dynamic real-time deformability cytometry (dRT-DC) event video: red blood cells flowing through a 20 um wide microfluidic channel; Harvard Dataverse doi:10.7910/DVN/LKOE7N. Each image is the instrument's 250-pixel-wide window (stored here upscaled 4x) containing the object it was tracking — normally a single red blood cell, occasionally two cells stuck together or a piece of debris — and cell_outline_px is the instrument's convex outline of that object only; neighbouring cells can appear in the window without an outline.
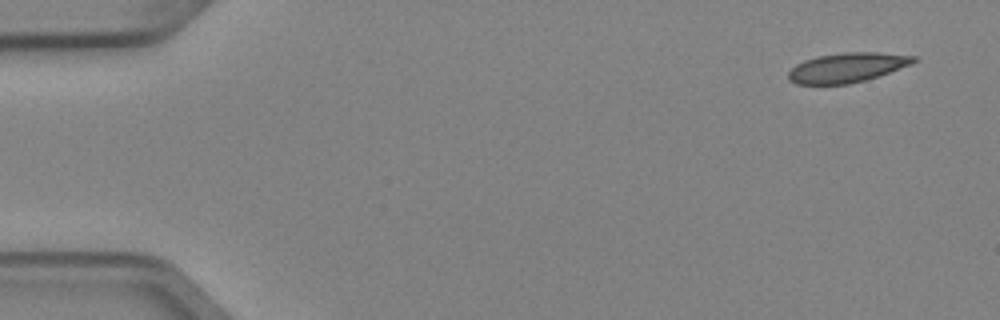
{"species": "Egyptian fruit bat (a non-hibernating species)", "species_latin": "Rousettus aegyptiacus", "temperature_condition": "cold", "stored_images_in_passage": 6, "camera_frame_rate_fps": 3000, "um_per_image_px": 0.085, "animal": {"sex": "female"}, "frame": {"image": 1, "passage_image": 1, "time_ms": 0.0, "image_size_px": [1000, 320], "cell_outline_px": [[920, 60], [912, 64], [864, 80], [848, 84], [796, 84], [788, 80], [788, 72], [796, 64], [804, 60], [816, 56], [844, 52], [880, 52], [916, 56]], "centroid_in_image_um": [72.0, 5.73], "position_along_channel_um": 13.0, "area_um2": 21.62}}
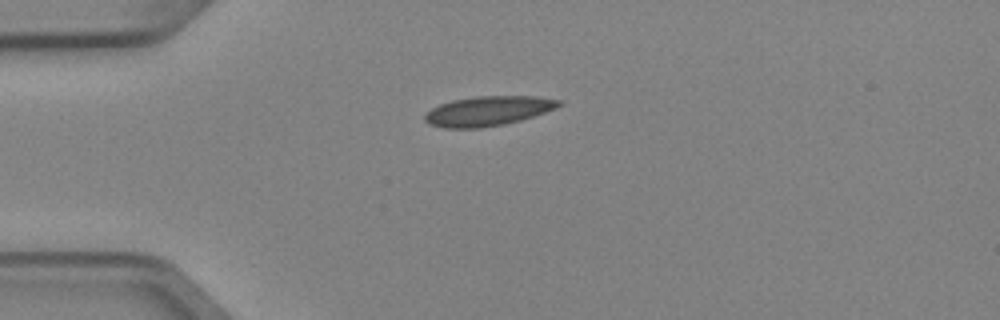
{"frame": {"image": 2, "passage_image": 4, "time_ms": 1.0, "image_size_px": [1000, 320], "cell_outline_px": [[564, 104], [556, 108], [520, 120], [504, 124], [480, 128], [444, 128], [428, 124], [424, 120], [424, 116], [432, 108], [440, 104], [452, 100], [476, 96], [540, 96], [564, 100]], "centroid_in_image_um": [41.51, 9.42], "position_along_channel_um": 43.5, "area_um2": 23.29}}
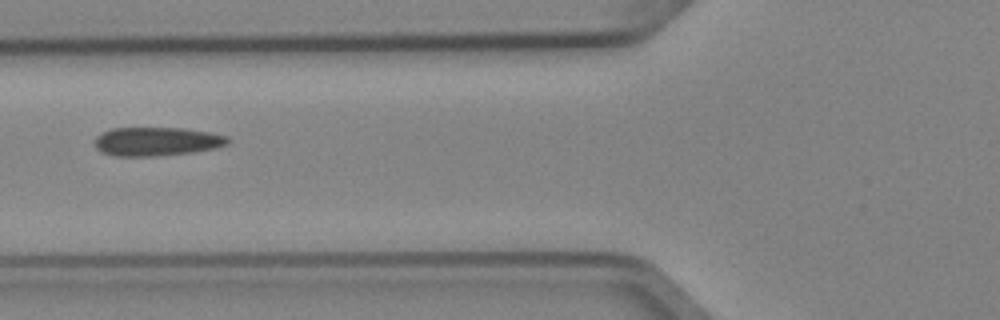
{"frame": {"image": 3, "passage_image": 6, "time_ms": 1.667, "image_size_px": [1000, 320], "cell_outline_px": [[232, 140], [228, 144], [216, 148], [192, 152], [156, 156], [116, 156], [104, 152], [96, 148], [96, 136], [100, 132], [112, 128], [184, 128], [208, 132], [228, 136]], "centroid_in_image_um": [13.35, 12.02], "position_along_channel_um": 112.4, "area_um2": 22.31}}